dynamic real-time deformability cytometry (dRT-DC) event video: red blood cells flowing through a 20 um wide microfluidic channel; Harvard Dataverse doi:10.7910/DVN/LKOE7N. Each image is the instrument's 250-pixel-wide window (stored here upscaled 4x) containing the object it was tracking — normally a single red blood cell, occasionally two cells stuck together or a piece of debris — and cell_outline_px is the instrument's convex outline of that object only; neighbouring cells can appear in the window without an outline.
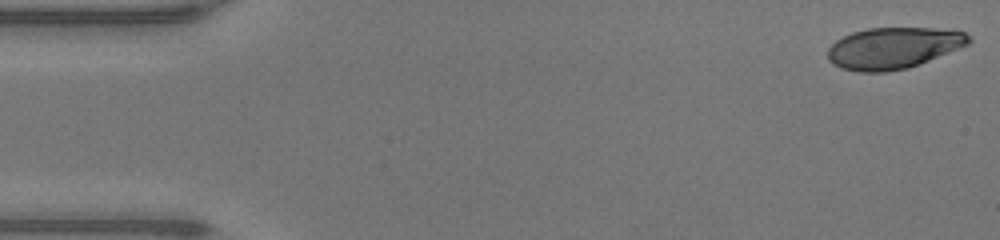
{"species": "human", "species_latin": "Homo sapiens", "temperature_condition": "warm", "stored_images_in_passage": 47, "camera_frame_rate_fps": 3000, "um_per_image_px": 0.085, "donor": {"sex": "male"}, "frame": {"image": 1, "passage_image": 1, "time_ms": 0.0, "image_size_px": [1000, 240], "cell_outline_px": [[968, 40], [964, 44], [916, 64], [904, 68], [872, 72], [844, 68], [836, 64], [828, 56], [828, 52], [832, 44], [844, 36], [856, 32], [872, 28], [924, 28], [964, 32], [968, 36]], "centroid_in_image_um": [75.86, 4.05], "position_along_channel_um": 9.1, "area_um2": 31.85}}
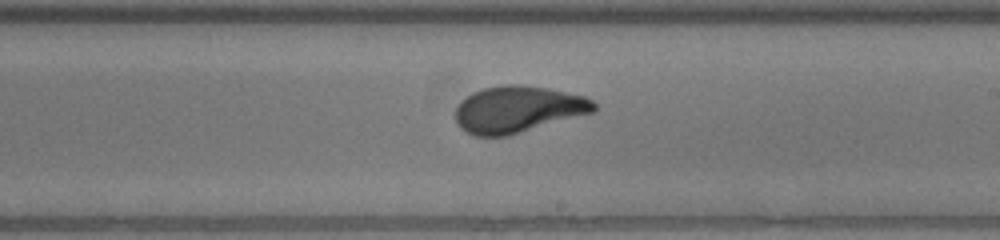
{"frame": {"image": 2, "passage_image": 27, "time_ms": 8.667, "image_size_px": [1000, 240], "cell_outline_px": [[596, 108], [592, 112], [500, 136], [480, 136], [468, 132], [456, 120], [456, 108], [468, 96], [476, 92], [488, 88], [540, 88], [580, 96], [596, 104]], "centroid_in_image_um": [43.98, 9.33], "position_along_channel_um": 245.0, "area_um2": 34.51}}
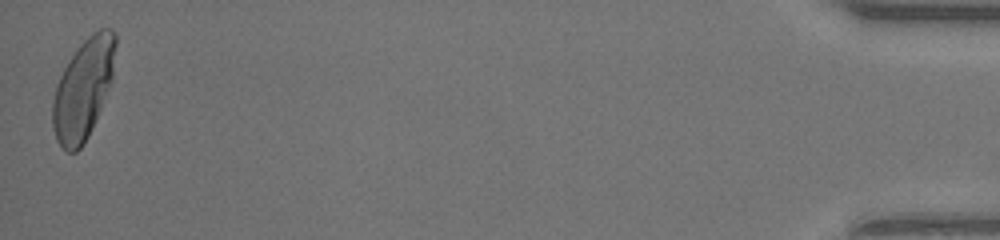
{"frame": {"image": 3, "passage_image": 47, "time_ms": 15.333, "image_size_px": [1000, 240], "cell_outline_px": [[116, 40], [112, 72], [96, 116], [80, 148], [76, 152], [68, 152], [60, 144], [56, 136], [52, 120], [52, 108], [56, 88], [72, 56], [96, 32], [108, 28], [116, 36]], "centroid_in_image_um": [7.05, 7.62], "position_along_channel_um": 428.2, "area_um2": 33.93}, "authors_computed_cell_mechanics": {"area_um2": 33.9286, "velocity_mm_per_s": 4.3114, "shape_relaxation_time_tau1_ms": 7.9661, "shape_relaxation_time_tau2_ms": null, "deformation_change_tau1": 0.3198, "deformation_change_tau2": null}}